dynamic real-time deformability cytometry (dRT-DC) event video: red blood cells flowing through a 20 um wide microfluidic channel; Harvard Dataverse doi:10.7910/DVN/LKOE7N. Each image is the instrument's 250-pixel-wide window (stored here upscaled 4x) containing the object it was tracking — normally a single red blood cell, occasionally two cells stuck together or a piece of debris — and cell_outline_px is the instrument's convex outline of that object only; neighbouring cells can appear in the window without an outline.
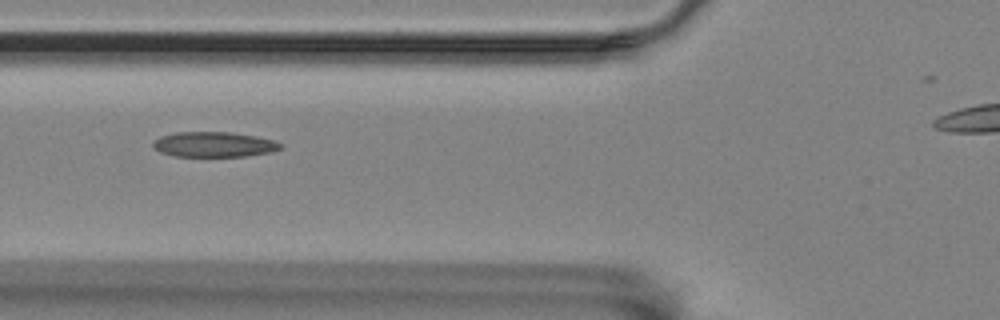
{"species": "Egyptian fruit bat (a non-hibernating species)", "species_latin": "Rousettus aegyptiacus", "temperature_condition": "room temperature", "stored_images_in_passage": 5, "camera_frame_rate_fps": 3000, "um_per_image_px": 0.085, "animal": {"sex": "female"}, "frame": {"image": 1, "passage_image": 4, "time_ms": 3.667, "image_size_px": [1000, 320], "cell_outline_px": [[284, 148], [272, 152], [244, 156], [176, 156], [160, 152], [152, 148], [152, 140], [160, 136], [176, 132], [232, 132], [256, 136], [272, 140], [284, 144]], "centroid_in_image_um": [18.18, 12.27], "position_along_channel_um": 107.6, "area_um2": 18.9}}
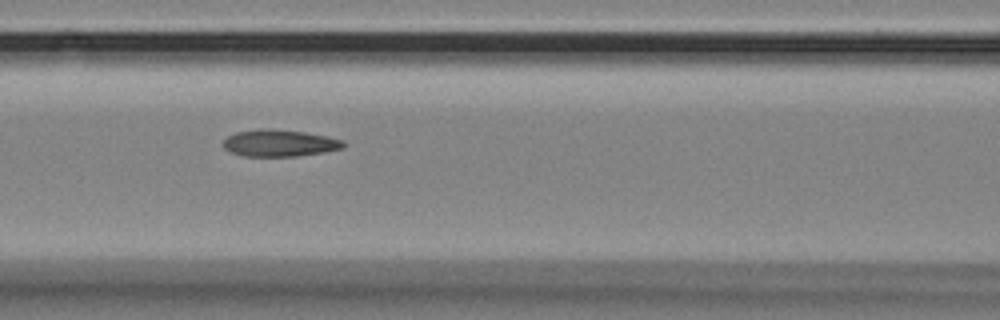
{"frame": {"image": 2, "passage_image": 5, "time_ms": 4.667, "image_size_px": [1000, 320], "cell_outline_px": [[344, 148], [324, 152], [296, 156], [244, 156], [232, 152], [224, 148], [220, 144], [228, 136], [236, 132], [260, 128], [268, 128], [304, 132], [328, 136], [344, 140]], "centroid_in_image_um": [23.75, 12.15], "position_along_channel_um": 142.8, "area_um2": 18.9}}